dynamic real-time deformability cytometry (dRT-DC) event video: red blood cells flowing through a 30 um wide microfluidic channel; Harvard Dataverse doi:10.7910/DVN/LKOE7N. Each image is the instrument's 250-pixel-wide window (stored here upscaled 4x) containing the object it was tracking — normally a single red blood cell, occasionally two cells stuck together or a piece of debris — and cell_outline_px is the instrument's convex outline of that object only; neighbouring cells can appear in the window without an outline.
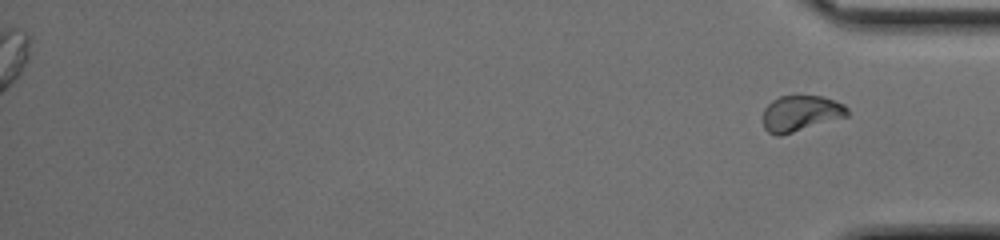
{"species": "common noctule bat (a hibernating species)", "species_latin": "Nyctalus noctula", "temperature_condition": "cold", "stored_images_in_passage": 40, "segment_of_instrument_passage": [2, 2], "camera_frame_rate_fps": 3000, "um_per_image_px": 0.085, "animal": {"sex": "female", "body_mass_g": 17.0, "forearm_length_mm": 48.0}, "frame": {"image": 1, "passage_image": 40, "time_ms": 13.0, "image_size_px": [1000, 240], "cell_outline_px": [[848, 116], [780, 136], [776, 136], [768, 132], [764, 128], [760, 116], [764, 108], [772, 100], [780, 96], [824, 96], [844, 104], [848, 108]], "centroid_in_image_um": [68.01, 9.64], "position_along_channel_um": 367.2, "area_um2": 17.92}}